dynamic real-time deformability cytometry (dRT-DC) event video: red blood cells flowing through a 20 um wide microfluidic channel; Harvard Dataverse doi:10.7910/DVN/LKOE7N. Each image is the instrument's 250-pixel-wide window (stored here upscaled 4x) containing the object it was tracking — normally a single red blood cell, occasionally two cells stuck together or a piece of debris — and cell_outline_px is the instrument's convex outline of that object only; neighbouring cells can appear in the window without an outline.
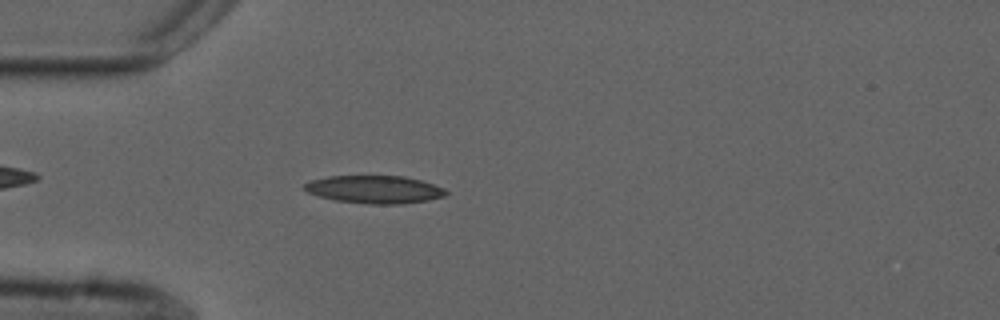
{"species": "common noctule bat (a hibernating species)", "species_latin": "Nyctalus noctula", "temperature_condition": "cold", "stored_images_in_passage": 54, "camera_frame_rate_fps": 3000, "um_per_image_px": 0.085, "animal": {"sex": "male", "forearm_length_mm": 52.5}, "frame": {"image": 1, "passage_image": 15, "time_ms": 4.667, "image_size_px": [1000, 320], "cell_outline_px": [[448, 192], [444, 196], [428, 200], [400, 204], [368, 204], [336, 200], [320, 196], [308, 192], [304, 188], [304, 184], [308, 180], [328, 176], [404, 176], [420, 180], [444, 188]], "centroid_in_image_um": [31.82, 16.1], "position_along_channel_um": 53.2, "area_um2": 22.83}}
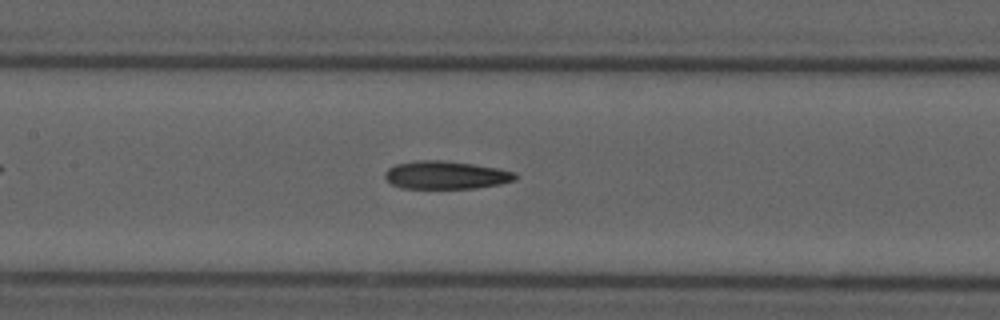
{"frame": {"image": 2, "passage_image": 25, "time_ms": 8.0, "image_size_px": [1000, 320], "cell_outline_px": [[516, 180], [500, 184], [476, 188], [404, 188], [392, 184], [384, 176], [384, 172], [388, 168], [396, 164], [416, 160], [444, 160], [472, 164], [496, 168], [516, 172]], "centroid_in_image_um": [37.9, 14.87], "position_along_channel_um": 169.5, "area_um2": 21.21}}
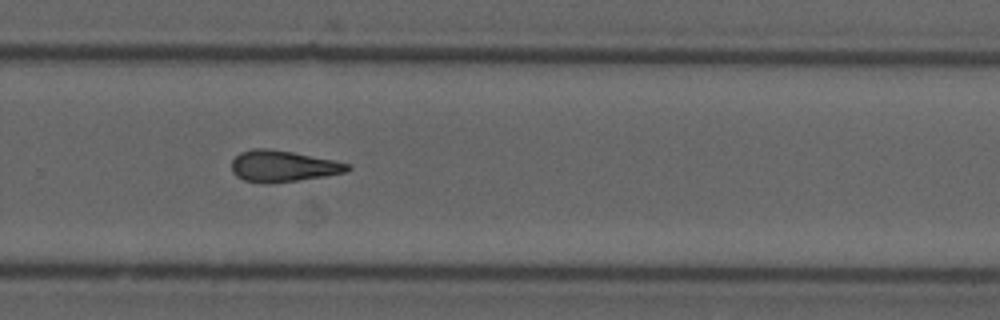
{"frame": {"image": 3, "passage_image": 36, "time_ms": 11.667, "image_size_px": [1000, 320], "cell_outline_px": [[352, 168], [348, 172], [324, 176], [272, 184], [264, 184], [244, 180], [236, 176], [232, 172], [232, 160], [240, 152], [252, 148], [268, 148], [292, 152], [332, 160], [348, 164]], "centroid_in_image_um": [24.01, 14.13], "position_along_channel_um": 305.8, "area_um2": 21.21}, "authors_computed_cell_mechanics": {"area_um2": 21.1548, "velocity_mm_per_s": 3.7329, "shape_relaxation_time_tau1_ms": null, "shape_relaxation_time_tau2_ms": 6.2876, "deformation_change_tau1": null, "deformation_change_tau2": 0.189}}